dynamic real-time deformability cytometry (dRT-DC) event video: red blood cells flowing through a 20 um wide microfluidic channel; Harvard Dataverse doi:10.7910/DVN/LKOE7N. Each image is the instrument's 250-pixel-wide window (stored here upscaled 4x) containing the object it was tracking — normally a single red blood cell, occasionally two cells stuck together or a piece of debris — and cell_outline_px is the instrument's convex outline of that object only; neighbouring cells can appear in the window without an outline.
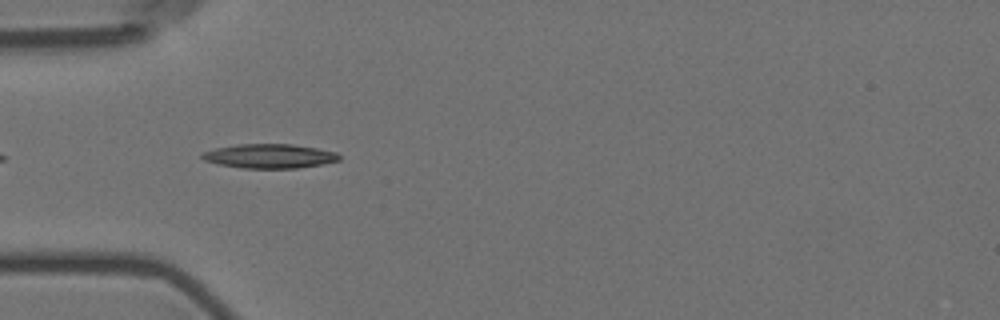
{"species": "Egyptian fruit bat (a non-hibernating species)", "species_latin": "Rousettus aegyptiacus", "temperature_condition": "room temperature", "stored_images_in_passage": 6, "camera_frame_rate_fps": 3000, "um_per_image_px": 0.085, "animal": {"sex": "female"}, "frame": {"image": 1, "passage_image": 3, "time_ms": 0.667, "image_size_px": [1000, 320], "cell_outline_px": [[340, 160], [324, 164], [296, 168], [240, 168], [220, 164], [204, 160], [200, 156], [204, 152], [216, 148], [236, 144], [292, 144], [316, 148], [336, 152], [340, 156]], "centroid_in_image_um": [22.92, 13.27], "position_along_channel_um": 62.1, "area_um2": 19.31}}
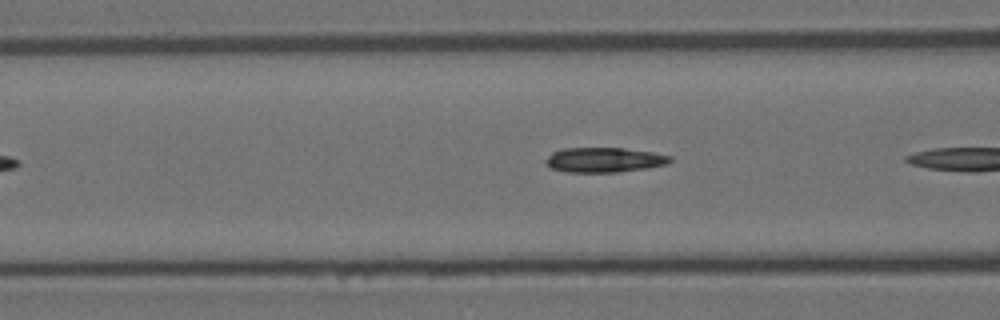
{"frame": {"image": 2, "passage_image": 5, "time_ms": 1.333, "image_size_px": [1000, 320], "cell_outline_px": [[672, 160], [668, 164], [648, 168], [616, 172], [564, 172], [552, 168], [544, 164], [544, 160], [552, 152], [560, 148], [624, 148], [652, 152], [672, 156]], "centroid_in_image_um": [51.34, 13.59], "position_along_channel_um": 115.3, "area_um2": 18.21}}